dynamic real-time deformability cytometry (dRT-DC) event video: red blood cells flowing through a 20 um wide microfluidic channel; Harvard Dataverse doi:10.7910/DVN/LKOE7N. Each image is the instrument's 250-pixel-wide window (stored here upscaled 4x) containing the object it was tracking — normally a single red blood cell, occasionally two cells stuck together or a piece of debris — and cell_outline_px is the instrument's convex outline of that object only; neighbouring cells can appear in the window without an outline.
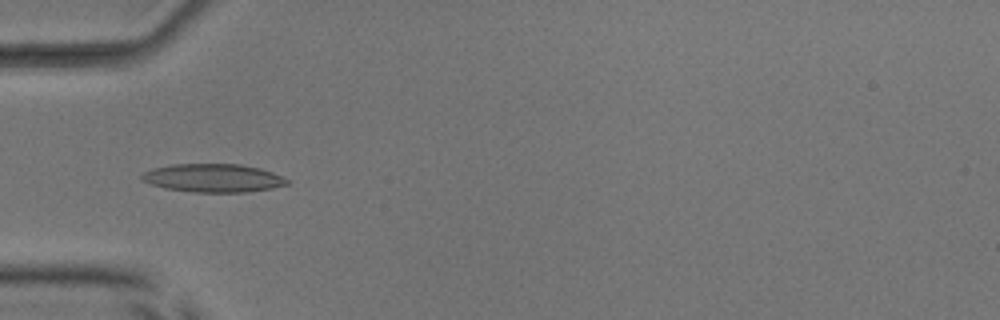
{"species": "common noctule bat (a hibernating species)", "species_latin": "Nyctalus noctula", "temperature_condition": "room temperature", "stored_images_in_passage": 50, "camera_frame_rate_fps": 3000, "um_per_image_px": 0.085, "animal": {"sex": "male", "body_mass_g": 17.9, "forearm_length_mm": 54.2}, "frame": {"image": 1, "passage_image": 16, "time_ms": 5.0, "image_size_px": [1000, 320], "cell_outline_px": [[288, 184], [272, 188], [244, 192], [192, 192], [164, 188], [140, 180], [140, 176], [144, 172], [152, 168], [172, 164], [240, 164], [260, 168], [272, 172], [288, 180]], "centroid_in_image_um": [18.07, 15.13], "position_along_channel_um": 66.9, "area_um2": 23.93}}
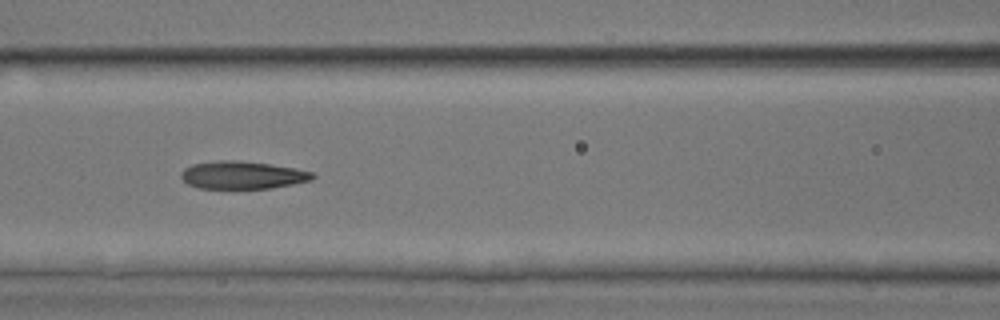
{"frame": {"image": 2, "passage_image": 22, "time_ms": 7.0, "image_size_px": [1000, 320], "cell_outline_px": [[316, 176], [312, 180], [292, 184], [268, 188], [200, 188], [188, 184], [180, 176], [180, 172], [184, 168], [192, 164], [220, 160], [236, 160], [268, 164], [292, 168], [312, 172]], "centroid_in_image_um": [20.57, 14.88], "position_along_channel_um": 146.0, "area_um2": 20.98}}
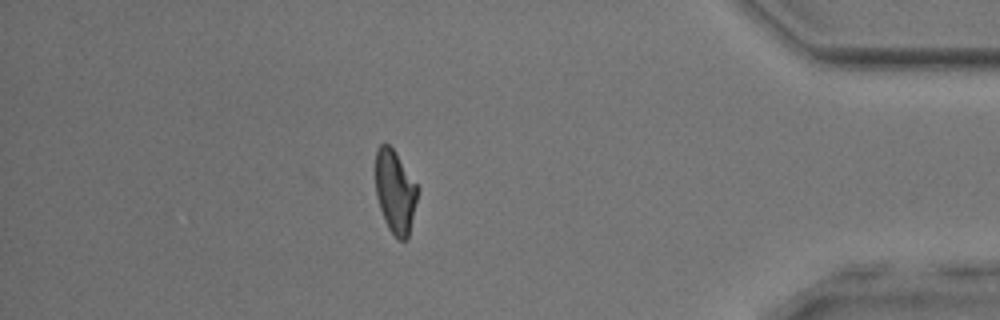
{"frame": {"image": 3, "passage_image": 44, "time_ms": 14.333, "image_size_px": [1000, 320], "cell_outline_px": [[420, 188], [408, 236], [404, 240], [400, 240], [388, 228], [384, 220], [376, 196], [376, 148], [380, 144], [388, 144], [396, 152]], "centroid_in_image_um": [33.6, 16.26], "position_along_channel_um": 401.6, "area_um2": 20.4}, "authors_computed_cell_mechanics": {"area_um2": 21.6172, "velocity_mm_per_s": 4.009, "shape_relaxation_time_tau1_ms": 3.4923, "shape_relaxation_time_tau2_ms": 1.9628, "deformation_change_tau1": 0.1763, "deformation_change_tau2": 0.1128}}